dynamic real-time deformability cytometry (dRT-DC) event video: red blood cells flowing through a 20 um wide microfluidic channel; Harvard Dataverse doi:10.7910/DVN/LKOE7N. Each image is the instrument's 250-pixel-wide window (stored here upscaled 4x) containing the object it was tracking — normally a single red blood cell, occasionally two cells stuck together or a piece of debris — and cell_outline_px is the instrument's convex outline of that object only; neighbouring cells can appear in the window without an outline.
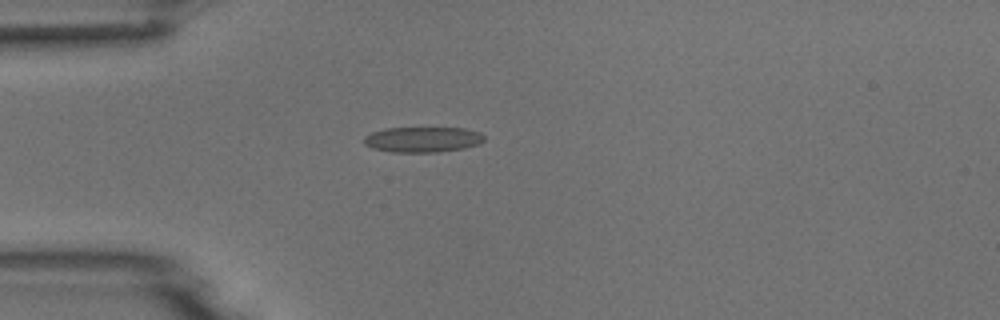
{"species": "common noctule bat (a hibernating species)", "species_latin": "Nyctalus noctula", "temperature_condition": "room temperature", "stored_images_in_passage": 2, "camera_frame_rate_fps": 3000, "um_per_image_px": 0.085, "animal": {"sex": "male", "body_mass_g": 18.8}, "frame": {"image": 1, "passage_image": 1, "time_ms": 0.0, "image_size_px": [1000, 320], "cell_outline_px": [[484, 140], [480, 144], [464, 148], [436, 152], [392, 152], [372, 148], [364, 144], [364, 136], [372, 132], [384, 128], [464, 128], [480, 132], [484, 136]], "centroid_in_image_um": [35.92, 11.85], "position_along_channel_um": 49.1, "area_um2": 17.86}}